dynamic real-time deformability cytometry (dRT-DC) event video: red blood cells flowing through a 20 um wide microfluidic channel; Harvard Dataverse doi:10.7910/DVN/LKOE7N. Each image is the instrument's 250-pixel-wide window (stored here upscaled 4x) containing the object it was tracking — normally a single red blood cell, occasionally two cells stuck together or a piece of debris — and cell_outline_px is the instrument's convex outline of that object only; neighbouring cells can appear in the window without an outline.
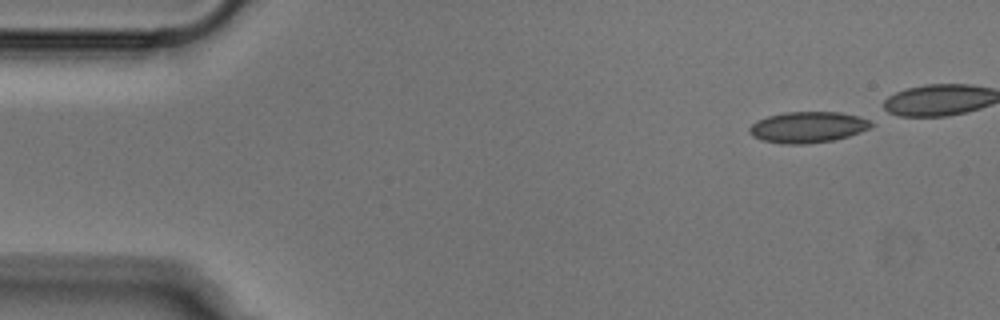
{"species": "Egyptian fruit bat (a non-hibernating species)", "species_latin": "Rousettus aegyptiacus", "temperature_condition": "cold", "stored_images_in_passage": 25, "camera_frame_rate_fps": 3000, "um_per_image_px": 0.085, "animal": {"sex": "male"}, "frame": {"image": 1, "passage_image": 1, "time_ms": 0.0, "image_size_px": [1000, 320], "cell_outline_px": [[876, 124], [872, 128], [848, 136], [832, 140], [804, 144], [780, 144], [764, 140], [752, 136], [748, 132], [748, 128], [756, 120], [768, 116], [784, 112], [840, 112], [860, 116], [876, 120]], "centroid_in_image_um": [68.73, 10.8], "position_along_channel_um": 16.3, "area_um2": 22.43}}
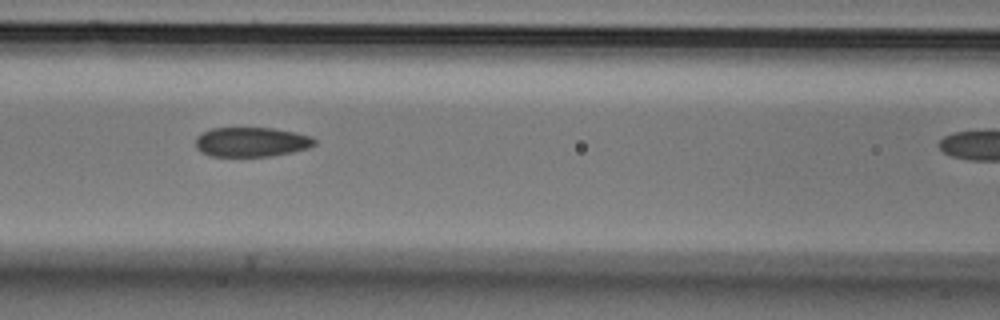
{"frame": {"image": 2, "passage_image": 18, "time_ms": 5.667, "image_size_px": [1000, 320], "cell_outline_px": [[316, 144], [308, 148], [292, 152], [272, 156], [208, 156], [200, 152], [196, 148], [196, 136], [212, 128], [272, 128], [312, 136], [316, 140]], "centroid_in_image_um": [21.36, 12.07], "position_along_channel_um": 145.2, "area_um2": 20.52}}
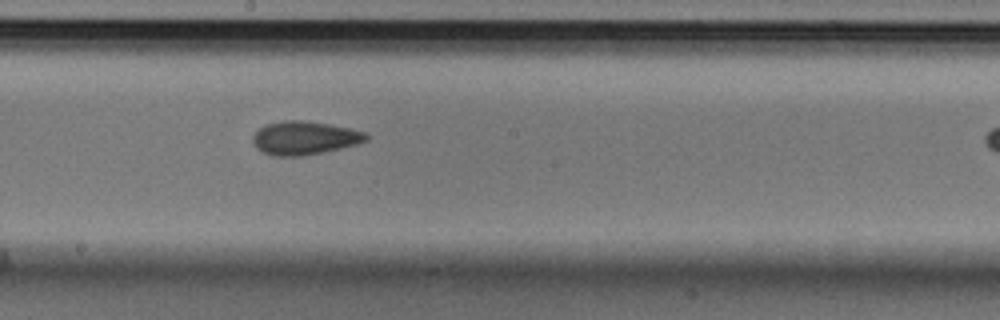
{"frame": {"image": 3, "passage_image": 24, "time_ms": 7.667, "image_size_px": [1000, 320], "cell_outline_px": [[368, 140], [356, 144], [340, 148], [304, 156], [272, 156], [256, 148], [252, 140], [252, 136], [260, 128], [268, 124], [284, 120], [300, 120], [328, 124], [348, 128], [364, 132], [368, 136]], "centroid_in_image_um": [25.85, 11.73], "position_along_channel_um": 222.3, "area_um2": 21.85}}